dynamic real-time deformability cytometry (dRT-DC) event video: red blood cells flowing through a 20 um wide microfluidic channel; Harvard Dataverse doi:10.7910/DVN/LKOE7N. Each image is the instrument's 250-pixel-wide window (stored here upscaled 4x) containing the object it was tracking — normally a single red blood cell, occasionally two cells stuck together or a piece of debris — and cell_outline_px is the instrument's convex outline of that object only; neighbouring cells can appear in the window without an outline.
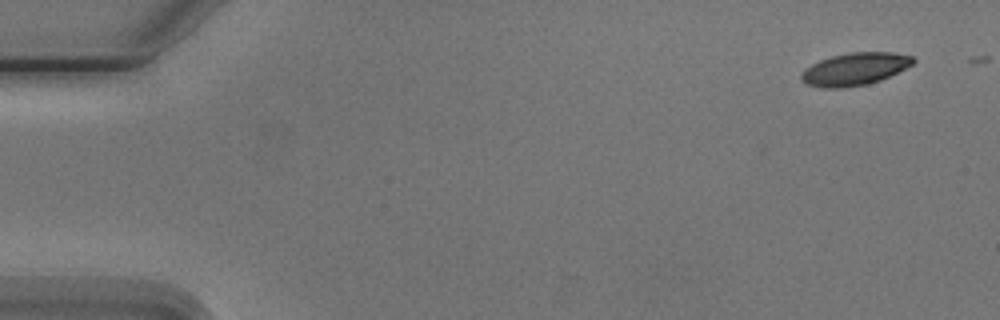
{"species": "Egyptian fruit bat (a non-hibernating species)", "species_latin": "Rousettus aegyptiacus", "temperature_condition": "cold", "stored_images_in_passage": 5, "segment_of_instrument_passage": [1, 2], "camera_frame_rate_fps": 3000, "um_per_image_px": 0.085, "animal": {"sex": "male"}, "frame": {"image": 1, "passage_image": 1, "time_ms": 0.0, "image_size_px": [1000, 320], "cell_outline_px": [[916, 60], [912, 64], [880, 80], [868, 84], [844, 88], [820, 88], [808, 84], [800, 80], [800, 72], [804, 68], [820, 60], [832, 56], [852, 52], [892, 52], [912, 56]], "centroid_in_image_um": [72.6, 5.87], "position_along_channel_um": 12.4, "area_um2": 21.15}}